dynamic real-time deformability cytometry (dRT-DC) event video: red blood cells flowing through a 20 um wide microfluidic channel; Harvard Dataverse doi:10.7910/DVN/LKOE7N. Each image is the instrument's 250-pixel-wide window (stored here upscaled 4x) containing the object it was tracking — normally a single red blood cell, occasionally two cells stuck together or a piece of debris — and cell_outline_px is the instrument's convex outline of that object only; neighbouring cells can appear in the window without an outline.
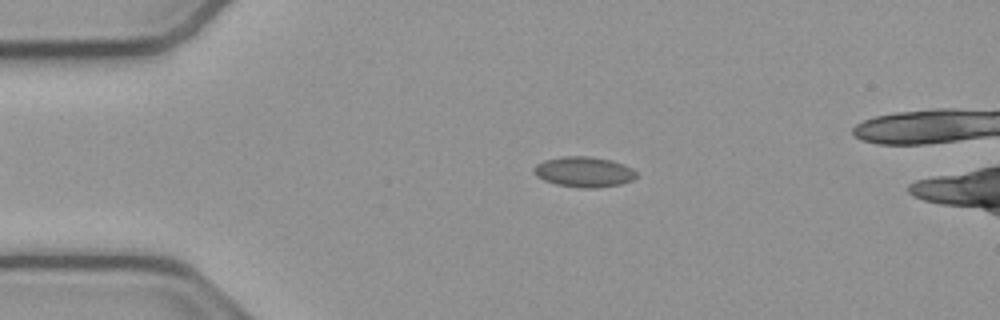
{"species": "common noctule bat (a hibernating species)", "species_latin": "Nyctalus noctula", "temperature_condition": "cold", "stored_images_in_passage": 46, "camera_frame_rate_fps": 3000, "um_per_image_px": 0.085, "animal": {"sex": "male", "body_mass_g": 23.1, "forearm_length_mm": 52.7}, "frame": {"image": 1, "passage_image": 11, "time_ms": 3.333, "image_size_px": [1000, 320], "cell_outline_px": [[636, 176], [632, 180], [620, 184], [588, 188], [556, 184], [544, 180], [536, 176], [532, 168], [536, 164], [544, 160], [560, 156], [592, 156], [612, 160], [624, 164], [632, 168], [636, 172]], "centroid_in_image_um": [49.61, 14.58], "position_along_channel_um": 35.4, "area_um2": 18.09}}
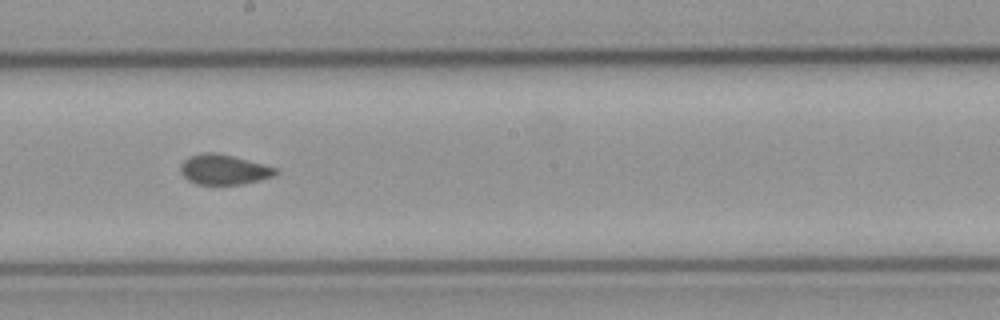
{"frame": {"image": 2, "passage_image": 29, "time_ms": 9.333, "image_size_px": [1000, 320], "cell_outline_px": [[280, 172], [276, 176], [260, 180], [240, 184], [196, 184], [188, 180], [180, 172], [180, 164], [188, 156], [204, 152], [216, 152], [232, 156], [276, 168]], "centroid_in_image_um": [19.01, 14.41], "position_along_channel_um": 229.2, "area_um2": 16.65}}
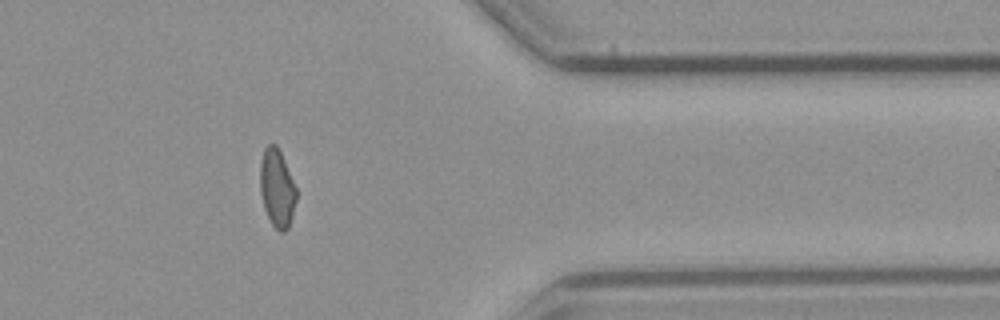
{"frame": {"image": 3, "passage_image": 43, "time_ms": 14.0, "image_size_px": [1000, 320], "cell_outline_px": [[296, 200], [292, 216], [288, 228], [284, 232], [280, 232], [272, 224], [264, 208], [260, 192], [260, 164], [264, 148], [268, 144], [276, 144], [284, 160], [296, 188]], "centroid_in_image_um": [23.53, 15.99], "position_along_channel_um": 387.9, "area_um2": 16.3}, "authors_computed_cell_mechanics": {"area_um2": 17.051, "velocity_mm_per_s": 3.8192, "shape_relaxation_time_tau1_ms": null, "shape_relaxation_time_tau2_ms": 1.5235, "deformation_change_tau1": null, "deformation_change_tau2": 0.0546}}